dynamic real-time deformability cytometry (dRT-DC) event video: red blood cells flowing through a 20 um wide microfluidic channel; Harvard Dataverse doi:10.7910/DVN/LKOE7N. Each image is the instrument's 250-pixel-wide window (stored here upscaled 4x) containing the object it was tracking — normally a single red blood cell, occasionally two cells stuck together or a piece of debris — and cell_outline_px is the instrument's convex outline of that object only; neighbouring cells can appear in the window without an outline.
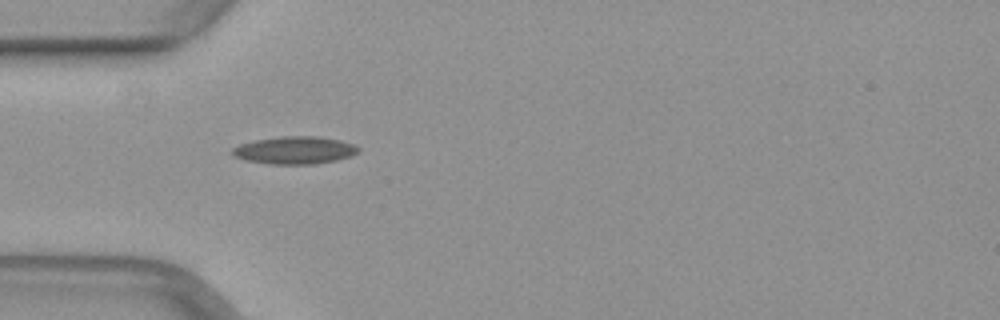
{"species": "common noctule bat (a hibernating species)", "species_latin": "Nyctalus noctula", "temperature_condition": "warm", "stored_images_in_passage": 33, "camera_frame_rate_fps": 3000, "um_per_image_px": 0.085, "animal": {"sex": "female", "body_mass_g": 29.2, "forearm_length_mm": 56.3}, "frame": {"image": 1, "passage_image": 1, "time_ms": 0.0, "image_size_px": [1000, 320], "cell_outline_px": [[360, 152], [352, 156], [336, 160], [316, 164], [272, 164], [244, 160], [232, 156], [232, 148], [240, 144], [256, 140], [280, 136], [320, 136], [340, 140], [352, 144], [360, 148]], "centroid_in_image_um": [25.07, 12.77], "position_along_channel_um": 59.9, "area_um2": 20.4}}
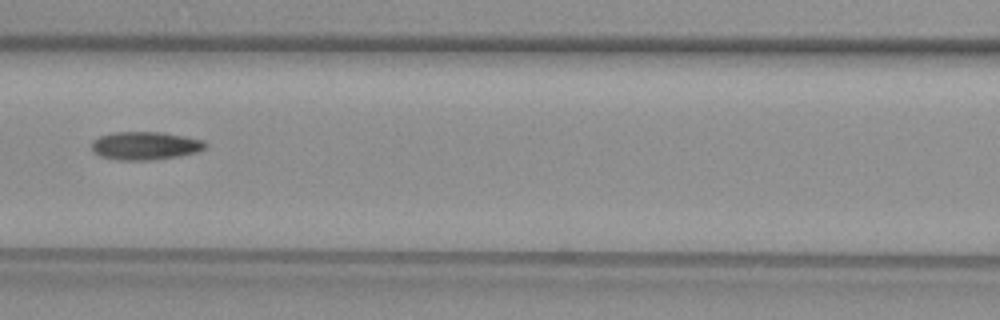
{"frame": {"image": 2, "passage_image": 8, "time_ms": 2.333, "image_size_px": [1000, 320], "cell_outline_px": [[208, 144], [204, 148], [196, 152], [180, 156], [152, 160], [116, 160], [100, 156], [92, 148], [92, 140], [100, 136], [112, 132], [160, 132], [184, 136], [204, 140]], "centroid_in_image_um": [12.34, 12.38], "position_along_channel_um": 154.3, "area_um2": 18.67}}
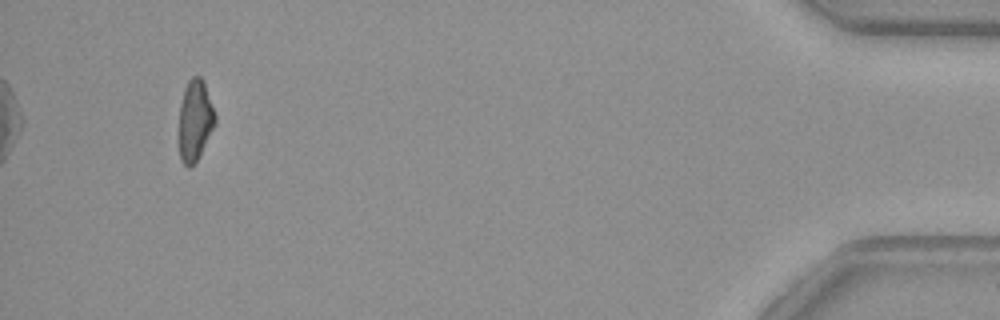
{"frame": {"image": 3, "passage_image": 33, "time_ms": 10.667, "image_size_px": [1000, 320], "cell_outline_px": [[216, 124], [196, 160], [188, 168], [180, 160], [180, 104], [184, 88], [188, 80], [192, 76], [200, 76], [204, 80], [216, 116]], "centroid_in_image_um": [16.59, 10.17], "position_along_channel_um": 418.6, "area_um2": 16.88}}